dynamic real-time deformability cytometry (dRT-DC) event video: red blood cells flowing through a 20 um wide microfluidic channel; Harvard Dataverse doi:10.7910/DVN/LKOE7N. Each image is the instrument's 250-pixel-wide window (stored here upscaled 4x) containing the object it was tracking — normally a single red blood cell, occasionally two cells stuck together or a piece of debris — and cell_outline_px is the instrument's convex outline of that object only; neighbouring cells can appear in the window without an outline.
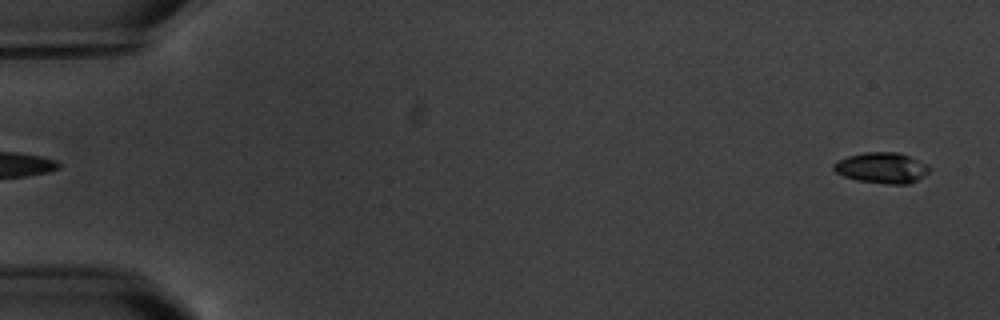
{"species": "common noctule bat (a hibernating species)", "species_latin": "Nyctalus noctula", "temperature_condition": "warm", "stored_images_in_passage": 7, "segment_of_instrument_passage": [2, 2], "camera_frame_rate_fps": 3000, "um_per_image_px": 0.085, "animal": {"sex": "male", "body_mass_g": 20.1, "forearm_length_mm": 53.5}, "frame": {"image": 1, "passage_image": 7, "time_ms": 7.0, "image_size_px": [1000, 320], "cell_outline_px": [[932, 168], [924, 176], [908, 184], [888, 184], [856, 180], [844, 176], [836, 172], [832, 168], [832, 164], [836, 160], [848, 156], [864, 152], [900, 152], [928, 164]], "centroid_in_image_um": [74.95, 14.26], "position_along_channel_um": 10.0, "area_um2": 17.34}}